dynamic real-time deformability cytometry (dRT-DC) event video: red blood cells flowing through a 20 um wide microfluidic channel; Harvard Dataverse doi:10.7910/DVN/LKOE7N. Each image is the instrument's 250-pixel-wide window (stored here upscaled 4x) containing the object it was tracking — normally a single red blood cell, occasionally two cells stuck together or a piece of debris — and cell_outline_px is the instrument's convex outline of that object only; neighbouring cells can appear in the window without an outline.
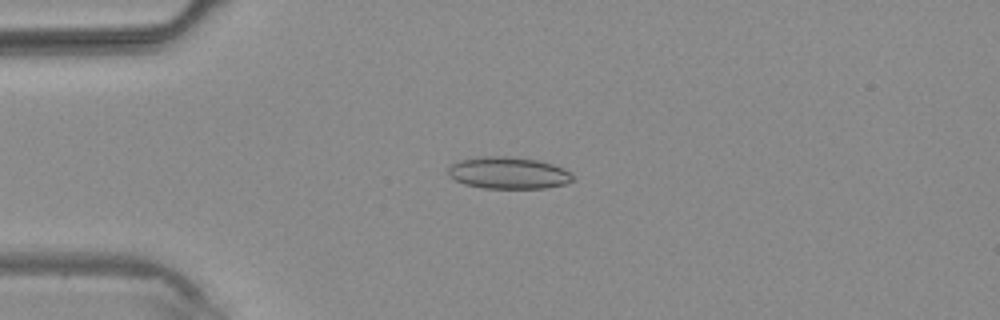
{"species": "common noctule bat (a hibernating species)", "species_latin": "Nyctalus noctula", "temperature_condition": "warm", "stored_images_in_passage": 3, "camera_frame_rate_fps": 3000, "um_per_image_px": 0.085, "animal": {"sex": "male", "body_mass_g": 20.4}, "frame": {"image": 1, "passage_image": 3, "time_ms": 2.333, "image_size_px": [1000, 320], "cell_outline_px": [[576, 180], [568, 184], [544, 188], [484, 188], [464, 184], [448, 176], [448, 168], [452, 164], [460, 160], [484, 156], [512, 156], [540, 160], [564, 168], [572, 172], [576, 176]], "centroid_in_image_um": [43.29, 14.7], "position_along_channel_um": 41.7, "area_um2": 23.58}}